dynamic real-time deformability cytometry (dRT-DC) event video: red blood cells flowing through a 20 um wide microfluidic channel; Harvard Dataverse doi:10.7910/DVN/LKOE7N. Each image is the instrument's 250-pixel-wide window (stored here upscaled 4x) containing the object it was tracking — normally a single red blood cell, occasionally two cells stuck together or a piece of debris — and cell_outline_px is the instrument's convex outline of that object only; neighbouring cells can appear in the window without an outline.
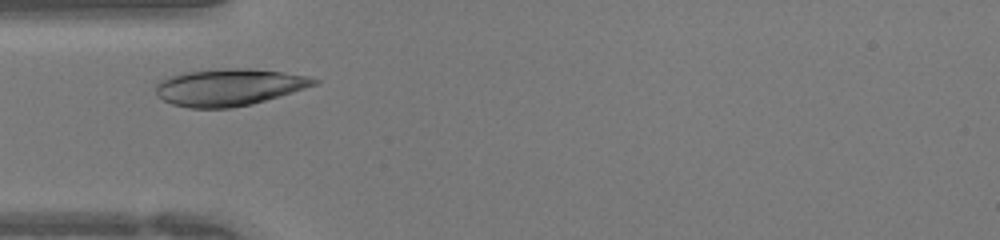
{"species": "human", "species_latin": "Homo sapiens", "temperature_condition": "warm", "stored_images_in_passage": 26, "camera_frame_rate_fps": 3000, "um_per_image_px": 0.085, "donor": {"sex": "female"}, "frame": {"image": 1, "passage_image": 4, "time_ms": 1.0, "image_size_px": [1000, 240], "cell_outline_px": [[320, 80], [316, 84], [292, 92], [252, 104], [232, 108], [188, 108], [172, 104], [156, 96], [156, 84], [160, 80], [184, 72], [228, 68], [248, 68], [280, 72], [308, 76]], "centroid_in_image_um": [19.43, 7.42], "position_along_channel_um": 65.6, "area_um2": 33.87}}
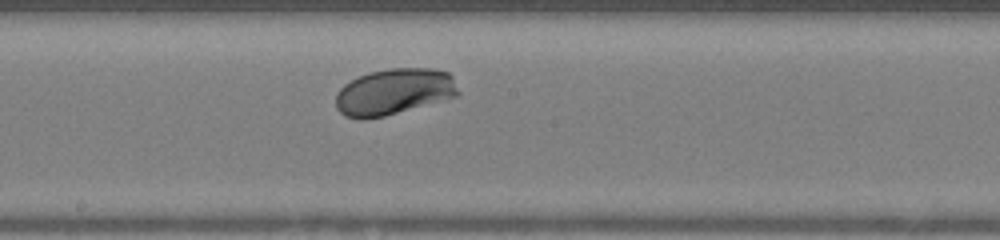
{"frame": {"image": 2, "passage_image": 14, "time_ms": 4.333, "image_size_px": [1000, 240], "cell_outline_px": [[460, 92], [456, 96], [384, 116], [360, 120], [344, 116], [336, 108], [336, 92], [344, 84], [368, 72], [388, 68], [432, 68], [448, 72], [452, 76]], "centroid_in_image_um": [33.46, 7.79], "position_along_channel_um": 214.7, "area_um2": 33.0}}
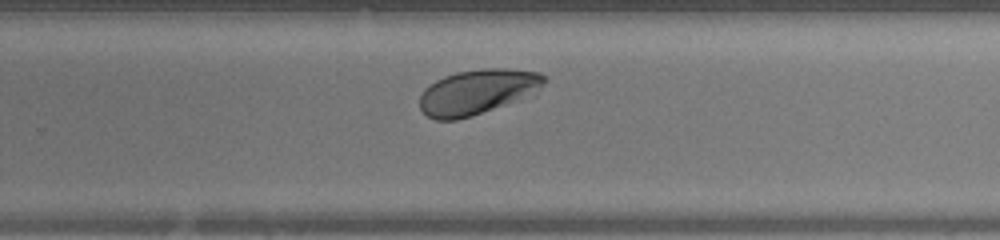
{"frame": {"image": 3, "passage_image": 19, "time_ms": 6.0, "image_size_px": [1000, 240], "cell_outline_px": [[544, 80], [540, 84], [512, 100], [504, 104], [456, 120], [436, 120], [428, 116], [420, 108], [420, 92], [424, 88], [436, 80], [444, 76], [456, 72], [484, 68], [504, 68], [540, 72], [544, 76]], "centroid_in_image_um": [40.4, 7.78], "position_along_channel_um": 289.4, "area_um2": 31.21}}